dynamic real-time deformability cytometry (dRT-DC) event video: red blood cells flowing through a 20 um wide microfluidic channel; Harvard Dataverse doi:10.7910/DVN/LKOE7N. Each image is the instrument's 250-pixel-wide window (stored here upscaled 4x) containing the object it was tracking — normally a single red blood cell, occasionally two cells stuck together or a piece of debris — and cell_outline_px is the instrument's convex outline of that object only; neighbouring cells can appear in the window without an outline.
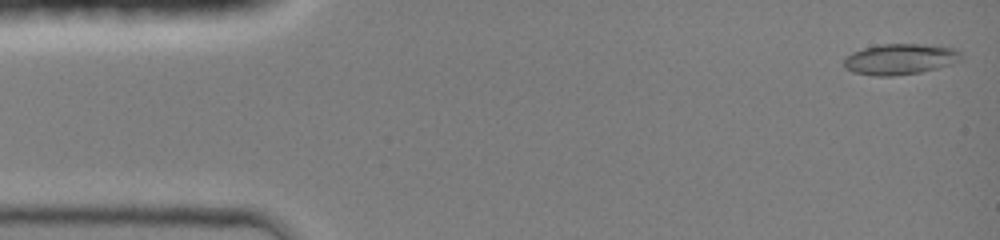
{"species": "common noctule bat (a hibernating species)", "species_latin": "Nyctalus noctula", "temperature_condition": "room temperature", "stored_images_in_passage": 27, "camera_frame_rate_fps": 3000, "um_per_image_px": 0.085, "animal": {"sex": "female", "body_mass_g": 19.0, "forearm_length_mm": 51.5}, "frame": {"image": 1, "passage_image": 1, "time_ms": 0.0, "image_size_px": [1000, 240], "cell_outline_px": [[964, 56], [960, 60], [936, 68], [920, 72], [892, 76], [876, 76], [852, 72], [844, 68], [844, 60], [852, 52], [864, 48], [880, 44], [920, 44], [956, 48]], "centroid_in_image_um": [76.49, 5.02], "position_along_channel_um": 8.5, "area_um2": 20.92}}
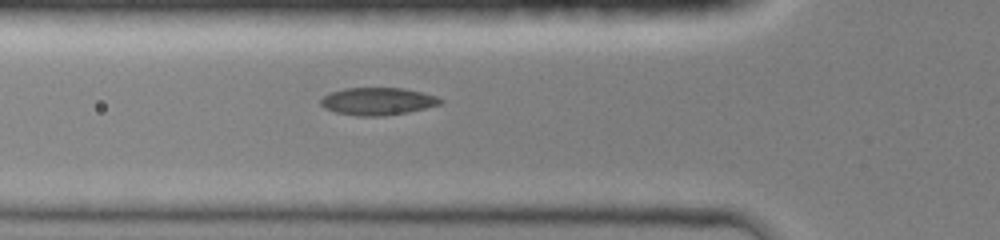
{"frame": {"image": 2, "passage_image": 20, "time_ms": 4.667, "image_size_px": [1000, 240], "cell_outline_px": [[444, 100], [440, 104], [408, 112], [384, 116], [356, 116], [336, 112], [324, 108], [320, 104], [320, 100], [324, 96], [332, 92], [344, 88], [404, 88], [424, 92], [436, 96]], "centroid_in_image_um": [32.11, 8.61], "position_along_channel_um": 93.7, "area_um2": 19.19}}
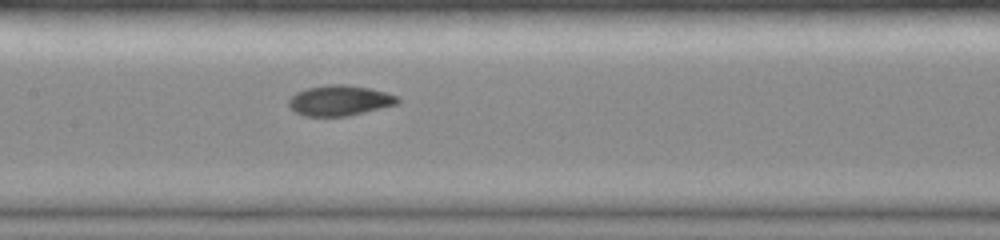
{"frame": {"image": 3, "passage_image": 27, "time_ms": 6.667, "image_size_px": [1000, 240], "cell_outline_px": [[400, 104], [348, 116], [304, 116], [296, 112], [288, 104], [288, 100], [296, 92], [308, 88], [328, 84], [344, 84], [368, 88], [384, 92], [396, 96], [400, 100]], "centroid_in_image_um": [28.88, 8.55], "position_along_channel_um": 178.5, "area_um2": 19.25}}